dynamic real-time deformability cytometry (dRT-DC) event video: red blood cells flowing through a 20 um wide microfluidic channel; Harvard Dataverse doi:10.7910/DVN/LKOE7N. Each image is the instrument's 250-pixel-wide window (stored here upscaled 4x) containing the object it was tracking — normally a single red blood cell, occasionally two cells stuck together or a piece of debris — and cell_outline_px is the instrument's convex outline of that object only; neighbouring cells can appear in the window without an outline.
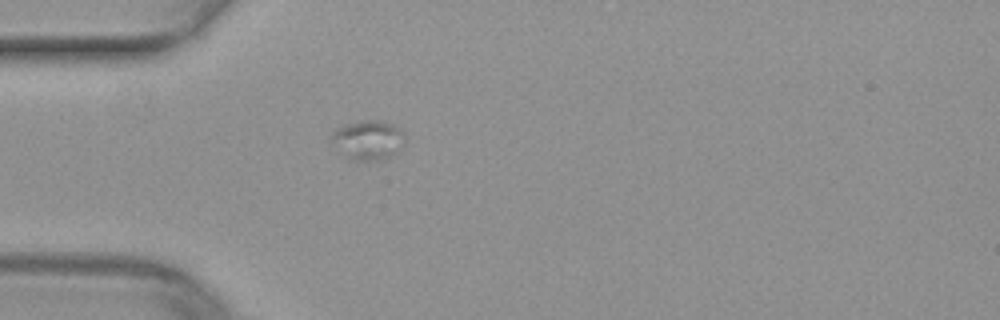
{"species": "common noctule bat (a hibernating species)", "species_latin": "Nyctalus noctula", "temperature_condition": "warm", "stored_images_in_passage": 49, "camera_frame_rate_fps": 3000, "um_per_image_px": 0.085, "animal": {"sex": "female", "body_mass_g": 29.2, "forearm_length_mm": 56.3}, "frame": {"image": 1, "passage_image": 8, "time_ms": 2.333, "image_size_px": [1000, 320], "cell_outline_px": [[404, 140], [400, 148], [388, 156], [380, 160], [348, 160], [340, 152], [332, 140], [332, 132], [336, 128], [344, 124], [364, 120], [380, 120], [392, 124], [400, 128], [404, 132]], "centroid_in_image_um": [31.27, 11.88], "position_along_channel_um": 53.7, "area_um2": 16.76}}
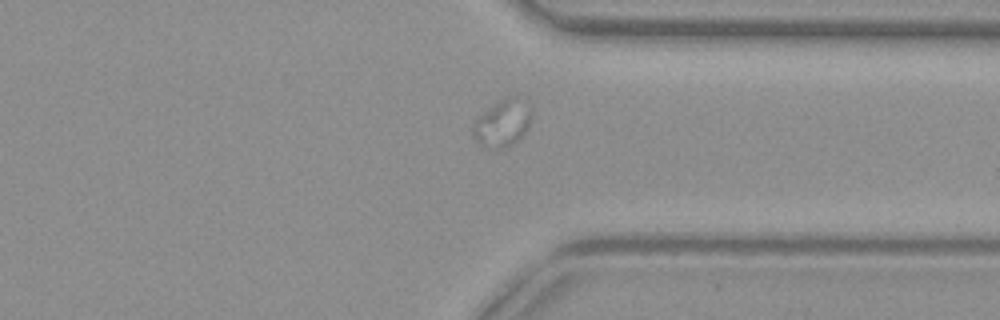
{"frame": {"image": 2, "passage_image": 35, "time_ms": 11.333, "image_size_px": [1000, 320], "cell_outline_px": [[532, 112], [528, 128], [508, 148], [496, 152], [480, 148], [472, 136], [472, 124], [496, 100], [508, 96], [524, 96], [532, 104]], "centroid_in_image_um": [42.71, 10.48], "position_along_channel_um": 368.7, "area_um2": 17.17}}
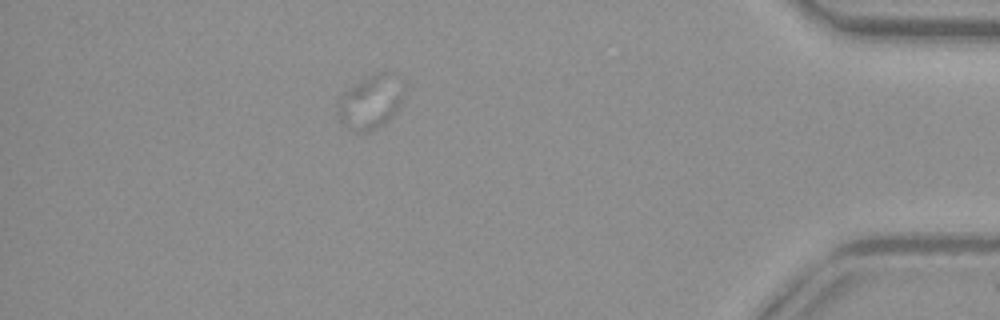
{"frame": {"image": 3, "passage_image": 42, "time_ms": 13.667, "image_size_px": [1000, 320], "cell_outline_px": [[404, 96], [396, 112], [384, 124], [368, 132], [352, 132], [340, 120], [336, 112], [336, 108], [344, 92], [348, 88], [368, 76], [380, 72], [392, 72], [404, 80]], "centroid_in_image_um": [31.53, 8.66], "position_along_channel_um": 403.7, "area_um2": 21.1}}